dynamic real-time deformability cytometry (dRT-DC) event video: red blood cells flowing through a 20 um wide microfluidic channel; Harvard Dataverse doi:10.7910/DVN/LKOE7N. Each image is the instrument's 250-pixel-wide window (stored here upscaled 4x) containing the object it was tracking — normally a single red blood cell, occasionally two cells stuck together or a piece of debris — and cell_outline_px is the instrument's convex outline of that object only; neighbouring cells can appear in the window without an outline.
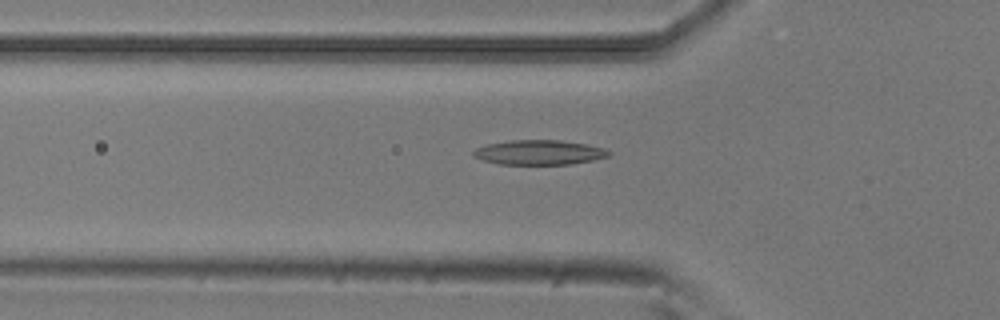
{"species": "common noctule bat (a hibernating species)", "species_latin": "Nyctalus noctula", "temperature_condition": "room temperature", "stored_images_in_passage": 52, "camera_frame_rate_fps": 3000, "um_per_image_px": 0.085, "animal": {"sex": "male", "body_mass_g": 20.5, "forearm_length_mm": 52.5}, "frame": {"image": 1, "passage_image": 17, "time_ms": 5.333, "image_size_px": [1000, 320], "cell_outline_px": [[612, 152], [608, 156], [592, 160], [572, 164], [500, 164], [484, 160], [476, 156], [472, 152], [476, 148], [488, 144], [508, 140], [560, 140], [588, 144], [604, 148]], "centroid_in_image_um": [45.87, 12.94], "position_along_channel_um": 79.9, "area_um2": 19.36}}
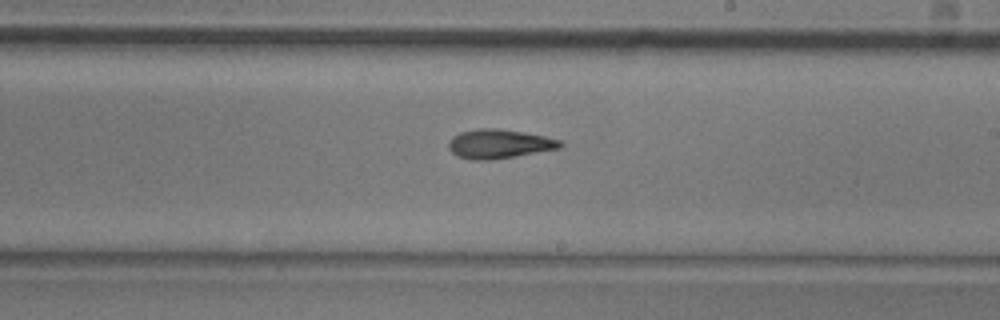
{"frame": {"image": 2, "passage_image": 30, "time_ms": 9.667, "image_size_px": [1000, 320], "cell_outline_px": [[564, 144], [560, 148], [488, 160], [472, 160], [456, 156], [448, 148], [448, 144], [452, 136], [460, 132], [480, 128], [496, 128], [524, 132], [544, 136], [560, 140]], "centroid_in_image_um": [42.39, 12.22], "position_along_channel_um": 246.6, "area_um2": 18.79}}
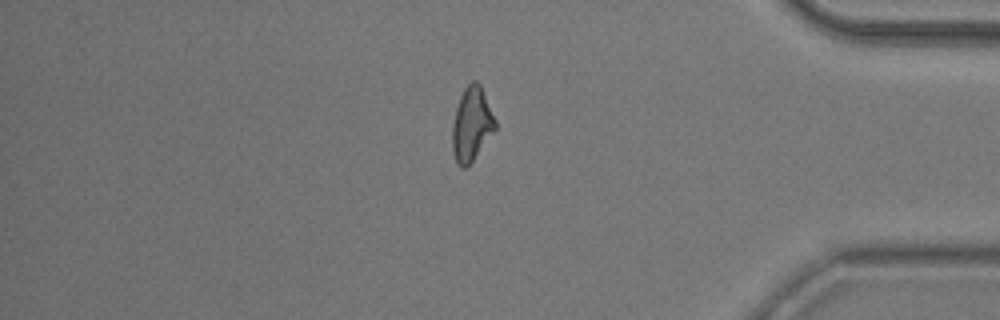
{"frame": {"image": 3, "passage_image": 44, "time_ms": 14.333, "image_size_px": [1000, 320], "cell_outline_px": [[496, 128], [472, 160], [464, 168], [460, 168], [456, 164], [452, 148], [452, 124], [456, 108], [460, 96], [464, 88], [472, 80], [476, 80], [480, 84], [496, 120]], "centroid_in_image_um": [40.07, 10.54], "position_along_channel_um": 395.1, "area_um2": 18.32}, "authors_computed_cell_mechanics": {"area_um2": 18.5827, "velocity_mm_per_s": 3.8242, "shape_relaxation_time_tau1_ms": null, "shape_relaxation_time_tau2_ms": 8.2696, "deformation_change_tau1": null, "deformation_change_tau2": 0.1912}}